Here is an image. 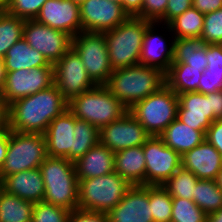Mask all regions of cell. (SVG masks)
Masks as SVG:
<instances>
[{
	"instance_id": "7",
	"label": "cell",
	"mask_w": 222,
	"mask_h": 222,
	"mask_svg": "<svg viewBox=\"0 0 222 222\" xmlns=\"http://www.w3.org/2000/svg\"><path fill=\"white\" fill-rule=\"evenodd\" d=\"M47 158L44 134L15 132L8 129L6 159L0 167V180L21 171L39 168Z\"/></svg>"
},
{
	"instance_id": "56",
	"label": "cell",
	"mask_w": 222,
	"mask_h": 222,
	"mask_svg": "<svg viewBox=\"0 0 222 222\" xmlns=\"http://www.w3.org/2000/svg\"><path fill=\"white\" fill-rule=\"evenodd\" d=\"M71 1H73V2H75V3L80 5L84 0H71Z\"/></svg>"
},
{
	"instance_id": "32",
	"label": "cell",
	"mask_w": 222,
	"mask_h": 222,
	"mask_svg": "<svg viewBox=\"0 0 222 222\" xmlns=\"http://www.w3.org/2000/svg\"><path fill=\"white\" fill-rule=\"evenodd\" d=\"M100 130L89 122L74 116V138L71 148V162L81 158L88 150L99 143Z\"/></svg>"
},
{
	"instance_id": "51",
	"label": "cell",
	"mask_w": 222,
	"mask_h": 222,
	"mask_svg": "<svg viewBox=\"0 0 222 222\" xmlns=\"http://www.w3.org/2000/svg\"><path fill=\"white\" fill-rule=\"evenodd\" d=\"M5 75H6V72H5L3 58L0 57V88L2 87L4 83Z\"/></svg>"
},
{
	"instance_id": "20",
	"label": "cell",
	"mask_w": 222,
	"mask_h": 222,
	"mask_svg": "<svg viewBox=\"0 0 222 222\" xmlns=\"http://www.w3.org/2000/svg\"><path fill=\"white\" fill-rule=\"evenodd\" d=\"M181 164L198 179L215 180L222 168V155L205 139L181 156Z\"/></svg>"
},
{
	"instance_id": "21",
	"label": "cell",
	"mask_w": 222,
	"mask_h": 222,
	"mask_svg": "<svg viewBox=\"0 0 222 222\" xmlns=\"http://www.w3.org/2000/svg\"><path fill=\"white\" fill-rule=\"evenodd\" d=\"M47 156L71 161L74 138V115L67 109L52 120L45 132Z\"/></svg>"
},
{
	"instance_id": "37",
	"label": "cell",
	"mask_w": 222,
	"mask_h": 222,
	"mask_svg": "<svg viewBox=\"0 0 222 222\" xmlns=\"http://www.w3.org/2000/svg\"><path fill=\"white\" fill-rule=\"evenodd\" d=\"M170 222H206L207 214L193 200L172 197Z\"/></svg>"
},
{
	"instance_id": "10",
	"label": "cell",
	"mask_w": 222,
	"mask_h": 222,
	"mask_svg": "<svg viewBox=\"0 0 222 222\" xmlns=\"http://www.w3.org/2000/svg\"><path fill=\"white\" fill-rule=\"evenodd\" d=\"M145 185H163L182 167L181 155L165 145L160 136H150L143 144Z\"/></svg>"
},
{
	"instance_id": "16",
	"label": "cell",
	"mask_w": 222,
	"mask_h": 222,
	"mask_svg": "<svg viewBox=\"0 0 222 222\" xmlns=\"http://www.w3.org/2000/svg\"><path fill=\"white\" fill-rule=\"evenodd\" d=\"M108 222H154L149 204V185H133L108 213Z\"/></svg>"
},
{
	"instance_id": "43",
	"label": "cell",
	"mask_w": 222,
	"mask_h": 222,
	"mask_svg": "<svg viewBox=\"0 0 222 222\" xmlns=\"http://www.w3.org/2000/svg\"><path fill=\"white\" fill-rule=\"evenodd\" d=\"M68 222H108L106 213L75 209L70 212Z\"/></svg>"
},
{
	"instance_id": "5",
	"label": "cell",
	"mask_w": 222,
	"mask_h": 222,
	"mask_svg": "<svg viewBox=\"0 0 222 222\" xmlns=\"http://www.w3.org/2000/svg\"><path fill=\"white\" fill-rule=\"evenodd\" d=\"M68 110L77 119L85 120L99 130L128 111L104 85H96L72 98L68 102Z\"/></svg>"
},
{
	"instance_id": "12",
	"label": "cell",
	"mask_w": 222,
	"mask_h": 222,
	"mask_svg": "<svg viewBox=\"0 0 222 222\" xmlns=\"http://www.w3.org/2000/svg\"><path fill=\"white\" fill-rule=\"evenodd\" d=\"M23 39L53 65L72 47V37L69 34L39 23L35 19L25 20Z\"/></svg>"
},
{
	"instance_id": "4",
	"label": "cell",
	"mask_w": 222,
	"mask_h": 222,
	"mask_svg": "<svg viewBox=\"0 0 222 222\" xmlns=\"http://www.w3.org/2000/svg\"><path fill=\"white\" fill-rule=\"evenodd\" d=\"M151 22L129 16L112 30L103 32L112 69L139 64L143 36Z\"/></svg>"
},
{
	"instance_id": "6",
	"label": "cell",
	"mask_w": 222,
	"mask_h": 222,
	"mask_svg": "<svg viewBox=\"0 0 222 222\" xmlns=\"http://www.w3.org/2000/svg\"><path fill=\"white\" fill-rule=\"evenodd\" d=\"M131 185L118 175L112 173L95 178L79 180L78 209L108 213L124 197Z\"/></svg>"
},
{
	"instance_id": "45",
	"label": "cell",
	"mask_w": 222,
	"mask_h": 222,
	"mask_svg": "<svg viewBox=\"0 0 222 222\" xmlns=\"http://www.w3.org/2000/svg\"><path fill=\"white\" fill-rule=\"evenodd\" d=\"M193 7L203 14L222 8V0H193Z\"/></svg>"
},
{
	"instance_id": "42",
	"label": "cell",
	"mask_w": 222,
	"mask_h": 222,
	"mask_svg": "<svg viewBox=\"0 0 222 222\" xmlns=\"http://www.w3.org/2000/svg\"><path fill=\"white\" fill-rule=\"evenodd\" d=\"M193 6V0H168L165 15L157 22L168 24L176 16L181 15Z\"/></svg>"
},
{
	"instance_id": "22",
	"label": "cell",
	"mask_w": 222,
	"mask_h": 222,
	"mask_svg": "<svg viewBox=\"0 0 222 222\" xmlns=\"http://www.w3.org/2000/svg\"><path fill=\"white\" fill-rule=\"evenodd\" d=\"M1 181L4 191L9 194L32 203L43 201L45 185L39 168L5 176Z\"/></svg>"
},
{
	"instance_id": "55",
	"label": "cell",
	"mask_w": 222,
	"mask_h": 222,
	"mask_svg": "<svg viewBox=\"0 0 222 222\" xmlns=\"http://www.w3.org/2000/svg\"><path fill=\"white\" fill-rule=\"evenodd\" d=\"M3 191H4L3 183H2V181L0 180V197H1V194L3 193Z\"/></svg>"
},
{
	"instance_id": "47",
	"label": "cell",
	"mask_w": 222,
	"mask_h": 222,
	"mask_svg": "<svg viewBox=\"0 0 222 222\" xmlns=\"http://www.w3.org/2000/svg\"><path fill=\"white\" fill-rule=\"evenodd\" d=\"M143 0H123V9L131 17H136L142 10Z\"/></svg>"
},
{
	"instance_id": "41",
	"label": "cell",
	"mask_w": 222,
	"mask_h": 222,
	"mask_svg": "<svg viewBox=\"0 0 222 222\" xmlns=\"http://www.w3.org/2000/svg\"><path fill=\"white\" fill-rule=\"evenodd\" d=\"M168 0H143L142 10L136 16L150 22H158L164 15Z\"/></svg>"
},
{
	"instance_id": "23",
	"label": "cell",
	"mask_w": 222,
	"mask_h": 222,
	"mask_svg": "<svg viewBox=\"0 0 222 222\" xmlns=\"http://www.w3.org/2000/svg\"><path fill=\"white\" fill-rule=\"evenodd\" d=\"M114 158L115 153L99 142L73 162L78 181L112 173Z\"/></svg>"
},
{
	"instance_id": "25",
	"label": "cell",
	"mask_w": 222,
	"mask_h": 222,
	"mask_svg": "<svg viewBox=\"0 0 222 222\" xmlns=\"http://www.w3.org/2000/svg\"><path fill=\"white\" fill-rule=\"evenodd\" d=\"M205 134L206 131L195 130L176 118L166 127L160 137L166 146L182 156L202 143L205 140Z\"/></svg>"
},
{
	"instance_id": "27",
	"label": "cell",
	"mask_w": 222,
	"mask_h": 222,
	"mask_svg": "<svg viewBox=\"0 0 222 222\" xmlns=\"http://www.w3.org/2000/svg\"><path fill=\"white\" fill-rule=\"evenodd\" d=\"M172 63H184L204 71L208 65L206 44L201 38L174 39Z\"/></svg>"
},
{
	"instance_id": "29",
	"label": "cell",
	"mask_w": 222,
	"mask_h": 222,
	"mask_svg": "<svg viewBox=\"0 0 222 222\" xmlns=\"http://www.w3.org/2000/svg\"><path fill=\"white\" fill-rule=\"evenodd\" d=\"M203 70L184 63H172L165 74L166 84L177 94L197 92Z\"/></svg>"
},
{
	"instance_id": "17",
	"label": "cell",
	"mask_w": 222,
	"mask_h": 222,
	"mask_svg": "<svg viewBox=\"0 0 222 222\" xmlns=\"http://www.w3.org/2000/svg\"><path fill=\"white\" fill-rule=\"evenodd\" d=\"M35 20L72 38L81 32L79 4L71 0H47Z\"/></svg>"
},
{
	"instance_id": "34",
	"label": "cell",
	"mask_w": 222,
	"mask_h": 222,
	"mask_svg": "<svg viewBox=\"0 0 222 222\" xmlns=\"http://www.w3.org/2000/svg\"><path fill=\"white\" fill-rule=\"evenodd\" d=\"M25 20L12 16L7 12L0 15V57L4 58L7 51L23 38Z\"/></svg>"
},
{
	"instance_id": "35",
	"label": "cell",
	"mask_w": 222,
	"mask_h": 222,
	"mask_svg": "<svg viewBox=\"0 0 222 222\" xmlns=\"http://www.w3.org/2000/svg\"><path fill=\"white\" fill-rule=\"evenodd\" d=\"M198 180L197 176L191 171L181 167L162 185V187L172 197L193 200V193Z\"/></svg>"
},
{
	"instance_id": "3",
	"label": "cell",
	"mask_w": 222,
	"mask_h": 222,
	"mask_svg": "<svg viewBox=\"0 0 222 222\" xmlns=\"http://www.w3.org/2000/svg\"><path fill=\"white\" fill-rule=\"evenodd\" d=\"M45 185L43 201L69 211L78 209L79 181L74 163L65 157H50L39 167Z\"/></svg>"
},
{
	"instance_id": "36",
	"label": "cell",
	"mask_w": 222,
	"mask_h": 222,
	"mask_svg": "<svg viewBox=\"0 0 222 222\" xmlns=\"http://www.w3.org/2000/svg\"><path fill=\"white\" fill-rule=\"evenodd\" d=\"M149 204L154 222H170L172 196L161 185H149Z\"/></svg>"
},
{
	"instance_id": "15",
	"label": "cell",
	"mask_w": 222,
	"mask_h": 222,
	"mask_svg": "<svg viewBox=\"0 0 222 222\" xmlns=\"http://www.w3.org/2000/svg\"><path fill=\"white\" fill-rule=\"evenodd\" d=\"M79 8L81 32L103 33L129 17L122 5L108 0H84Z\"/></svg>"
},
{
	"instance_id": "49",
	"label": "cell",
	"mask_w": 222,
	"mask_h": 222,
	"mask_svg": "<svg viewBox=\"0 0 222 222\" xmlns=\"http://www.w3.org/2000/svg\"><path fill=\"white\" fill-rule=\"evenodd\" d=\"M8 149V129L0 130V167L6 159Z\"/></svg>"
},
{
	"instance_id": "31",
	"label": "cell",
	"mask_w": 222,
	"mask_h": 222,
	"mask_svg": "<svg viewBox=\"0 0 222 222\" xmlns=\"http://www.w3.org/2000/svg\"><path fill=\"white\" fill-rule=\"evenodd\" d=\"M34 203L5 191L0 197V222H31Z\"/></svg>"
},
{
	"instance_id": "30",
	"label": "cell",
	"mask_w": 222,
	"mask_h": 222,
	"mask_svg": "<svg viewBox=\"0 0 222 222\" xmlns=\"http://www.w3.org/2000/svg\"><path fill=\"white\" fill-rule=\"evenodd\" d=\"M204 15L192 6L181 15L176 16L168 24H165V26H167L166 29L173 34L172 36L175 39L201 38Z\"/></svg>"
},
{
	"instance_id": "18",
	"label": "cell",
	"mask_w": 222,
	"mask_h": 222,
	"mask_svg": "<svg viewBox=\"0 0 222 222\" xmlns=\"http://www.w3.org/2000/svg\"><path fill=\"white\" fill-rule=\"evenodd\" d=\"M177 119L195 130L207 131L213 122L210 93L186 92L179 94Z\"/></svg>"
},
{
	"instance_id": "53",
	"label": "cell",
	"mask_w": 222,
	"mask_h": 222,
	"mask_svg": "<svg viewBox=\"0 0 222 222\" xmlns=\"http://www.w3.org/2000/svg\"><path fill=\"white\" fill-rule=\"evenodd\" d=\"M5 12V4L0 0V15Z\"/></svg>"
},
{
	"instance_id": "19",
	"label": "cell",
	"mask_w": 222,
	"mask_h": 222,
	"mask_svg": "<svg viewBox=\"0 0 222 222\" xmlns=\"http://www.w3.org/2000/svg\"><path fill=\"white\" fill-rule=\"evenodd\" d=\"M157 22H151L144 33L139 64L155 67L163 73H167L173 61L174 37L170 43L163 39L162 35H157ZM155 30V31H154ZM169 46V47H168Z\"/></svg>"
},
{
	"instance_id": "2",
	"label": "cell",
	"mask_w": 222,
	"mask_h": 222,
	"mask_svg": "<svg viewBox=\"0 0 222 222\" xmlns=\"http://www.w3.org/2000/svg\"><path fill=\"white\" fill-rule=\"evenodd\" d=\"M166 84L165 73L155 67L134 65L112 71L104 85L127 109Z\"/></svg>"
},
{
	"instance_id": "1",
	"label": "cell",
	"mask_w": 222,
	"mask_h": 222,
	"mask_svg": "<svg viewBox=\"0 0 222 222\" xmlns=\"http://www.w3.org/2000/svg\"><path fill=\"white\" fill-rule=\"evenodd\" d=\"M68 109V101L53 84L8 105L9 130L45 134L50 122Z\"/></svg>"
},
{
	"instance_id": "24",
	"label": "cell",
	"mask_w": 222,
	"mask_h": 222,
	"mask_svg": "<svg viewBox=\"0 0 222 222\" xmlns=\"http://www.w3.org/2000/svg\"><path fill=\"white\" fill-rule=\"evenodd\" d=\"M145 170L143 145L115 152L114 171L131 186L145 185Z\"/></svg>"
},
{
	"instance_id": "40",
	"label": "cell",
	"mask_w": 222,
	"mask_h": 222,
	"mask_svg": "<svg viewBox=\"0 0 222 222\" xmlns=\"http://www.w3.org/2000/svg\"><path fill=\"white\" fill-rule=\"evenodd\" d=\"M201 39L205 44H222V8L204 15Z\"/></svg>"
},
{
	"instance_id": "11",
	"label": "cell",
	"mask_w": 222,
	"mask_h": 222,
	"mask_svg": "<svg viewBox=\"0 0 222 222\" xmlns=\"http://www.w3.org/2000/svg\"><path fill=\"white\" fill-rule=\"evenodd\" d=\"M54 84V67H38L6 72L0 88L2 100L11 104L17 99L36 94Z\"/></svg>"
},
{
	"instance_id": "28",
	"label": "cell",
	"mask_w": 222,
	"mask_h": 222,
	"mask_svg": "<svg viewBox=\"0 0 222 222\" xmlns=\"http://www.w3.org/2000/svg\"><path fill=\"white\" fill-rule=\"evenodd\" d=\"M207 68L201 76L198 93L208 94L222 90V44H206Z\"/></svg>"
},
{
	"instance_id": "33",
	"label": "cell",
	"mask_w": 222,
	"mask_h": 222,
	"mask_svg": "<svg viewBox=\"0 0 222 222\" xmlns=\"http://www.w3.org/2000/svg\"><path fill=\"white\" fill-rule=\"evenodd\" d=\"M193 201L206 214L222 207V190L215 180L199 179L193 193Z\"/></svg>"
},
{
	"instance_id": "44",
	"label": "cell",
	"mask_w": 222,
	"mask_h": 222,
	"mask_svg": "<svg viewBox=\"0 0 222 222\" xmlns=\"http://www.w3.org/2000/svg\"><path fill=\"white\" fill-rule=\"evenodd\" d=\"M205 139L222 155V119H217L206 131Z\"/></svg>"
},
{
	"instance_id": "50",
	"label": "cell",
	"mask_w": 222,
	"mask_h": 222,
	"mask_svg": "<svg viewBox=\"0 0 222 222\" xmlns=\"http://www.w3.org/2000/svg\"><path fill=\"white\" fill-rule=\"evenodd\" d=\"M206 222H222V207L217 211L207 214Z\"/></svg>"
},
{
	"instance_id": "38",
	"label": "cell",
	"mask_w": 222,
	"mask_h": 222,
	"mask_svg": "<svg viewBox=\"0 0 222 222\" xmlns=\"http://www.w3.org/2000/svg\"><path fill=\"white\" fill-rule=\"evenodd\" d=\"M69 210L45 201L34 203L31 222H68Z\"/></svg>"
},
{
	"instance_id": "52",
	"label": "cell",
	"mask_w": 222,
	"mask_h": 222,
	"mask_svg": "<svg viewBox=\"0 0 222 222\" xmlns=\"http://www.w3.org/2000/svg\"><path fill=\"white\" fill-rule=\"evenodd\" d=\"M215 181H216V184L218 185V187L222 190V168H221V170L218 172Z\"/></svg>"
},
{
	"instance_id": "14",
	"label": "cell",
	"mask_w": 222,
	"mask_h": 222,
	"mask_svg": "<svg viewBox=\"0 0 222 222\" xmlns=\"http://www.w3.org/2000/svg\"><path fill=\"white\" fill-rule=\"evenodd\" d=\"M149 137L143 125L127 111L121 118L100 129L99 142L115 153L141 146Z\"/></svg>"
},
{
	"instance_id": "39",
	"label": "cell",
	"mask_w": 222,
	"mask_h": 222,
	"mask_svg": "<svg viewBox=\"0 0 222 222\" xmlns=\"http://www.w3.org/2000/svg\"><path fill=\"white\" fill-rule=\"evenodd\" d=\"M47 0H8L5 12L23 20H33Z\"/></svg>"
},
{
	"instance_id": "9",
	"label": "cell",
	"mask_w": 222,
	"mask_h": 222,
	"mask_svg": "<svg viewBox=\"0 0 222 222\" xmlns=\"http://www.w3.org/2000/svg\"><path fill=\"white\" fill-rule=\"evenodd\" d=\"M72 48L80 56L91 80L105 85L113 71L102 33L80 32L72 38Z\"/></svg>"
},
{
	"instance_id": "8",
	"label": "cell",
	"mask_w": 222,
	"mask_h": 222,
	"mask_svg": "<svg viewBox=\"0 0 222 222\" xmlns=\"http://www.w3.org/2000/svg\"><path fill=\"white\" fill-rule=\"evenodd\" d=\"M177 110L178 95L167 84L128 109L150 136H160L177 118Z\"/></svg>"
},
{
	"instance_id": "54",
	"label": "cell",
	"mask_w": 222,
	"mask_h": 222,
	"mask_svg": "<svg viewBox=\"0 0 222 222\" xmlns=\"http://www.w3.org/2000/svg\"><path fill=\"white\" fill-rule=\"evenodd\" d=\"M108 1H112V2H114V3H117V4H119V5H122V7H123V0H108Z\"/></svg>"
},
{
	"instance_id": "13",
	"label": "cell",
	"mask_w": 222,
	"mask_h": 222,
	"mask_svg": "<svg viewBox=\"0 0 222 222\" xmlns=\"http://www.w3.org/2000/svg\"><path fill=\"white\" fill-rule=\"evenodd\" d=\"M53 66L54 84L68 102L96 86L72 47Z\"/></svg>"
},
{
	"instance_id": "48",
	"label": "cell",
	"mask_w": 222,
	"mask_h": 222,
	"mask_svg": "<svg viewBox=\"0 0 222 222\" xmlns=\"http://www.w3.org/2000/svg\"><path fill=\"white\" fill-rule=\"evenodd\" d=\"M9 129L8 105L2 100L0 94V130Z\"/></svg>"
},
{
	"instance_id": "57",
	"label": "cell",
	"mask_w": 222,
	"mask_h": 222,
	"mask_svg": "<svg viewBox=\"0 0 222 222\" xmlns=\"http://www.w3.org/2000/svg\"><path fill=\"white\" fill-rule=\"evenodd\" d=\"M4 4H6L8 2V0H1Z\"/></svg>"
},
{
	"instance_id": "26",
	"label": "cell",
	"mask_w": 222,
	"mask_h": 222,
	"mask_svg": "<svg viewBox=\"0 0 222 222\" xmlns=\"http://www.w3.org/2000/svg\"><path fill=\"white\" fill-rule=\"evenodd\" d=\"M3 62L5 72L22 69L30 70L38 67H54L39 51L29 46L23 38L7 51Z\"/></svg>"
},
{
	"instance_id": "46",
	"label": "cell",
	"mask_w": 222,
	"mask_h": 222,
	"mask_svg": "<svg viewBox=\"0 0 222 222\" xmlns=\"http://www.w3.org/2000/svg\"><path fill=\"white\" fill-rule=\"evenodd\" d=\"M210 105L213 113V122L222 119V90L210 93Z\"/></svg>"
}]
</instances>
